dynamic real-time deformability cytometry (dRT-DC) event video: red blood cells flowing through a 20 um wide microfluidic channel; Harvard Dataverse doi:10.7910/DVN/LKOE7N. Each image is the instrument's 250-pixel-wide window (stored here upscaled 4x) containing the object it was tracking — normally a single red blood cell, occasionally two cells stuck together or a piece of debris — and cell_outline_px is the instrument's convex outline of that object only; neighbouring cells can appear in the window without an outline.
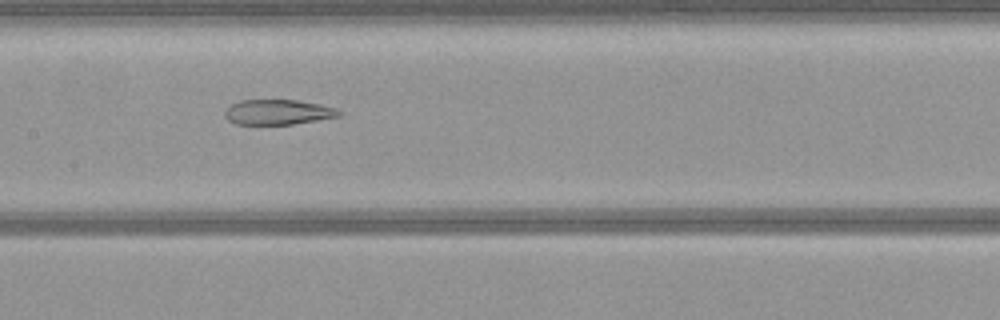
{"species": "common noctule bat (a hibernating species)", "species_latin": "Nyctalus noctula", "temperature_condition": "warm", "stored_images_in_passage": 52, "camera_frame_rate_fps": 3000, "um_per_image_px": 0.085, "animal": {"sex": "female", "body_mass_g": 21.9}, "frame": {"image": 1, "passage_image": 25, "time_ms": 8.0, "image_size_px": [1000, 320], "cell_outline_px": [[340, 116], [292, 124], [236, 124], [228, 120], [224, 116], [224, 112], [232, 104], [240, 100], [296, 100], [320, 104], [336, 108], [340, 112]], "centroid_in_image_um": [23.61, 9.52], "position_along_channel_um": 183.8, "area_um2": 16.53}}
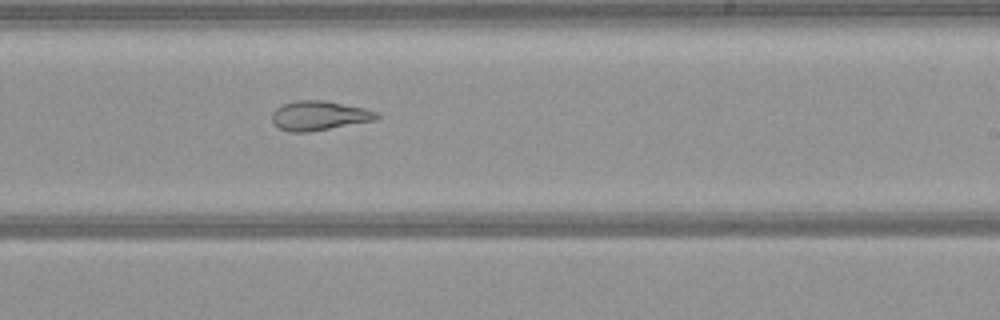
{"frame": {"image": 2, "passage_image": 31, "time_ms": 10.0, "image_size_px": [1000, 320], "cell_outline_px": [[380, 116], [376, 120], [308, 132], [288, 132], [280, 128], [272, 120], [272, 112], [276, 108], [284, 104], [296, 100], [324, 100], [364, 108], [376, 112]], "centroid_in_image_um": [27.12, 9.82], "position_along_channel_um": 261.9, "area_um2": 17.8}}
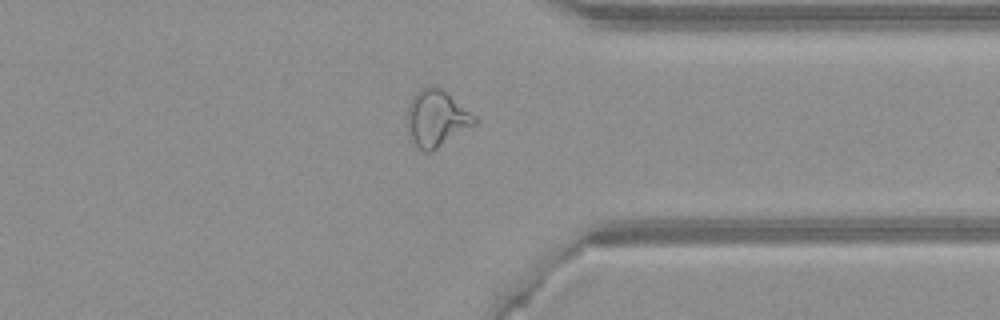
{"frame": {"image": 3, "passage_image": 40, "time_ms": 13.0, "image_size_px": [1000, 320], "cell_outline_px": [[480, 120], [476, 124], [432, 152], [424, 152], [412, 140], [408, 128], [408, 104], [412, 96], [420, 88], [432, 84], [436, 84], [476, 116]], "centroid_in_image_um": [37.12, 10.03], "position_along_channel_um": 374.3, "area_um2": 22.31}}